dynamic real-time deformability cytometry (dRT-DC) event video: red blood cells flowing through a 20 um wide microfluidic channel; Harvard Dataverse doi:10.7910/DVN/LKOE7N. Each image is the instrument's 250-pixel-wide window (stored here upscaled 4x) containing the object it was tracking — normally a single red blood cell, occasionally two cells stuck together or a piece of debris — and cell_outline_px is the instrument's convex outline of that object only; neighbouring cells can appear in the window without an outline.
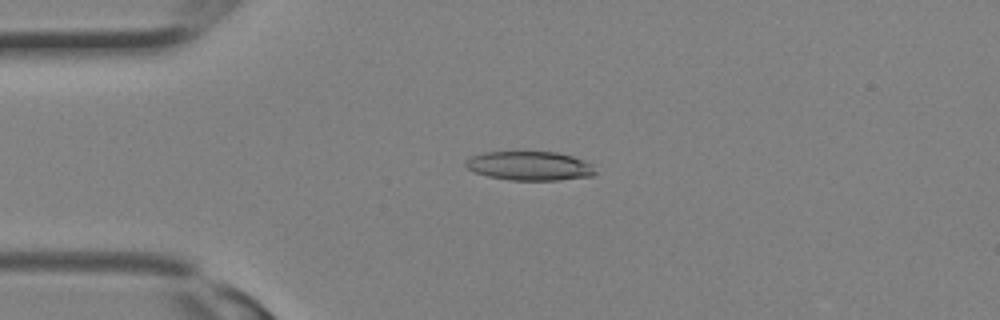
{"species": "Egyptian fruit bat (a non-hibernating species)", "species_latin": "Rousettus aegyptiacus", "temperature_condition": "room temperature", "stored_images_in_passage": 14, "camera_frame_rate_fps": 3000, "um_per_image_px": 0.085, "animal": {"sex": "female"}, "frame": {"image": 1, "passage_image": 7, "time_ms": 2.0, "image_size_px": [1000, 320], "cell_outline_px": [[596, 172], [592, 176], [560, 180], [508, 180], [488, 176], [472, 172], [464, 164], [472, 156], [484, 152], [516, 148], [556, 152], [572, 156], [584, 160], [592, 164]], "centroid_in_image_um": [44.99, 14.05], "position_along_channel_um": 40.0, "area_um2": 23.0}}
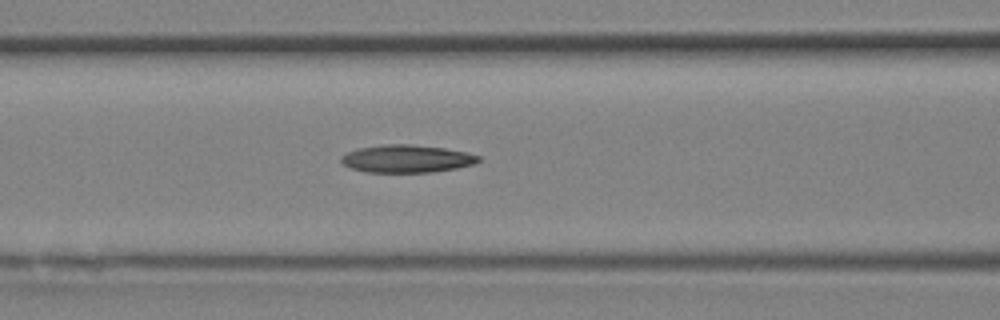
{"frame": {"image": 2, "passage_image": 12, "time_ms": 3.667, "image_size_px": [1000, 320], "cell_outline_px": [[480, 160], [476, 164], [456, 168], [432, 172], [368, 172], [352, 168], [344, 164], [340, 160], [340, 156], [356, 148], [384, 144], [412, 144], [444, 148], [468, 152], [480, 156]], "centroid_in_image_um": [34.59, 13.48], "position_along_channel_um": 132.0, "area_um2": 22.25}}
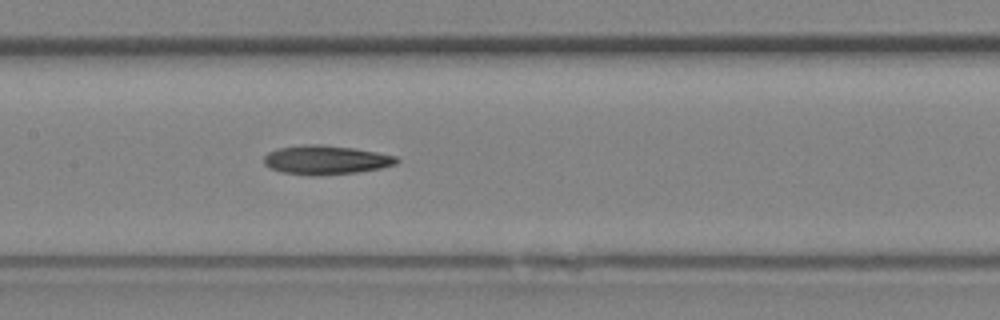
{"frame": {"image": 3, "passage_image": 14, "time_ms": 4.333, "image_size_px": [1000, 320], "cell_outline_px": [[400, 160], [396, 164], [380, 168], [356, 172], [312, 176], [284, 172], [272, 168], [264, 164], [264, 156], [268, 152], [276, 148], [304, 144], [320, 144], [352, 148], [376, 152], [396, 156]], "centroid_in_image_um": [27.68, 13.58], "position_along_channel_um": 179.7, "area_um2": 22.31}}